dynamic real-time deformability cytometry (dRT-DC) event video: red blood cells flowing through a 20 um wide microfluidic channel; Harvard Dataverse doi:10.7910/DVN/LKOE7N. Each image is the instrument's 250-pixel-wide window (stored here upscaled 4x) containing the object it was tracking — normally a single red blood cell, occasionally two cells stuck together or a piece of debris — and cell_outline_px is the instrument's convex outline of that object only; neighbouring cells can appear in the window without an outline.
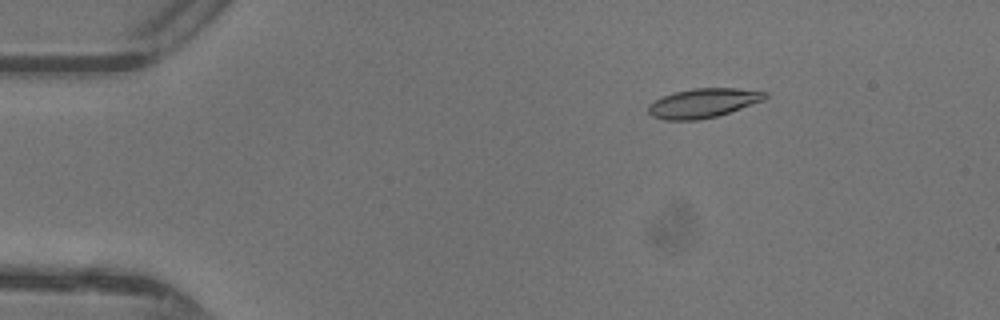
{"species": "common noctule bat (a hibernating species)", "species_latin": "Nyctalus noctula", "temperature_condition": "warm", "stored_images_in_passage": 48, "camera_frame_rate_fps": 3000, "um_per_image_px": 0.085, "animal": {"sex": "female"}, "frame": {"image": 1, "passage_image": 8, "time_ms": 2.333, "image_size_px": [1000, 320], "cell_outline_px": [[768, 96], [764, 100], [716, 116], [700, 120], [664, 120], [652, 116], [648, 112], [648, 104], [672, 92], [692, 88], [736, 88], [768, 92]], "centroid_in_image_um": [59.75, 8.75], "position_along_channel_um": 25.3, "area_um2": 19.88}}
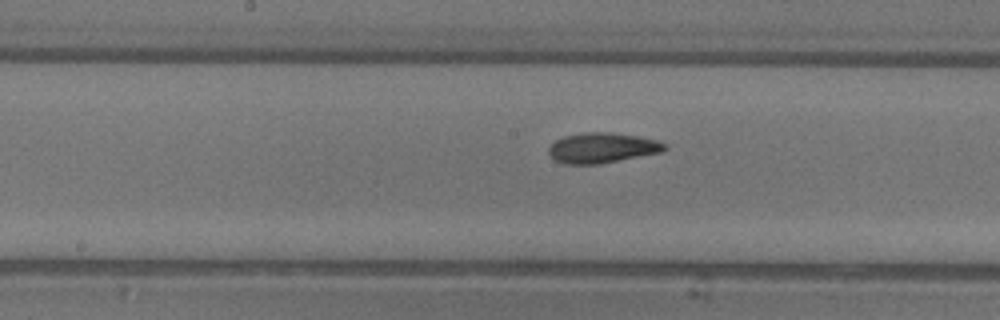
{"frame": {"image": 2, "passage_image": 25, "time_ms": 8.0, "image_size_px": [1000, 320], "cell_outline_px": [[668, 148], [664, 152], [600, 164], [564, 164], [556, 160], [548, 152], [548, 148], [556, 140], [564, 136], [584, 132], [612, 132], [636, 136], [656, 140], [668, 144]], "centroid_in_image_um": [51.23, 12.57], "position_along_channel_um": 197.0, "area_um2": 20.58}}
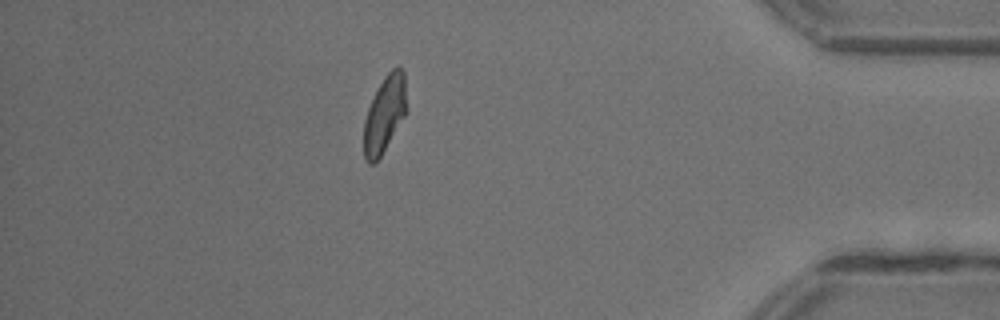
{"frame": {"image": 3, "passage_image": 42, "time_ms": 13.667, "image_size_px": [1000, 320], "cell_outline_px": [[404, 116], [380, 156], [372, 164], [368, 164], [364, 160], [364, 120], [368, 108], [384, 76], [396, 64], [400, 64], [404, 72]], "centroid_in_image_um": [32.65, 9.69], "position_along_channel_um": 402.5, "area_um2": 18.44}, "authors_computed_cell_mechanics": {"area_um2": 19.7098, "velocity_mm_per_s": 4.3873, "shape_relaxation_time_tau1_ms": 5.2869, "shape_relaxation_time_tau2_ms": 1.4907, "deformation_change_tau1": 0.186, "deformation_change_tau2": 0.0838}}